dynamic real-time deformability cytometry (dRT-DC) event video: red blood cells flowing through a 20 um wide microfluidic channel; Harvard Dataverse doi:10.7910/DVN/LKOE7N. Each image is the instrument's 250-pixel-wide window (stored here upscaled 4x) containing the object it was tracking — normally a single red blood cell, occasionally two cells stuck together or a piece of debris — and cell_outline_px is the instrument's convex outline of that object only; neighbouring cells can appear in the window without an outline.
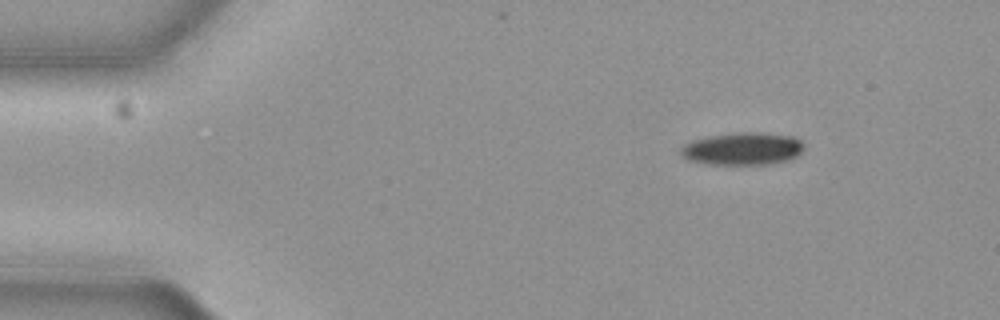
{"species": "common noctule bat (a hibernating species)", "species_latin": "Nyctalus noctula", "temperature_condition": "cold", "stored_images_in_passage": 46, "camera_frame_rate_fps": 3000, "um_per_image_px": 0.085, "animal": {"sex": "female", "body_mass_g": 19.3, "forearm_length_mm": 54.1}, "frame": {"image": 1, "passage_image": 1, "time_ms": 0.0, "image_size_px": [1000, 320], "cell_outline_px": [[804, 148], [796, 156], [788, 160], [768, 164], [708, 164], [688, 160], [680, 152], [680, 148], [684, 144], [708, 136], [736, 132], [760, 132], [796, 136], [804, 144]], "centroid_in_image_um": [63.15, 12.63], "position_along_channel_um": 21.8, "area_um2": 23.41}}
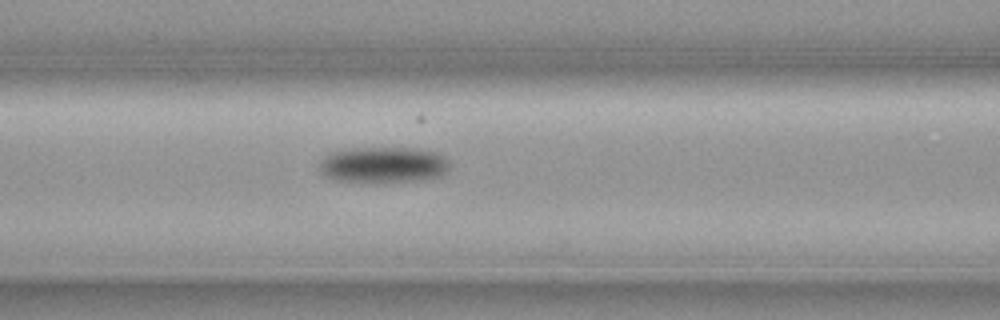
{"frame": {"image": 2, "passage_image": 17, "time_ms": 5.333, "image_size_px": [1000, 320], "cell_outline_px": [[448, 168], [440, 176], [420, 180], [376, 184], [332, 180], [324, 176], [320, 172], [320, 160], [332, 152], [352, 148], [412, 148], [436, 152], [444, 156], [448, 160]], "centroid_in_image_um": [32.54, 14.04], "position_along_channel_um": 134.1, "area_um2": 27.86}}
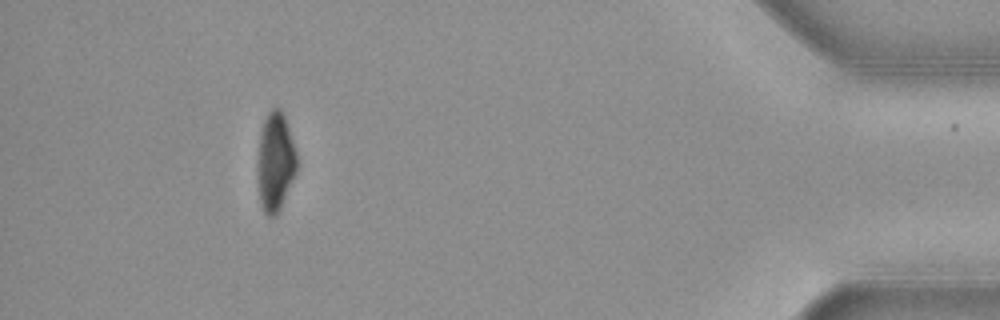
{"frame": {"image": 3, "passage_image": 45, "time_ms": 14.667, "image_size_px": [1000, 320], "cell_outline_px": [[296, 172], [280, 208], [276, 216], [268, 216], [264, 212], [260, 204], [260, 136], [264, 120], [268, 112], [272, 108], [280, 108], [284, 116], [296, 152]], "centroid_in_image_um": [23.44, 13.75], "position_along_channel_um": 411.8, "area_um2": 21.44}}